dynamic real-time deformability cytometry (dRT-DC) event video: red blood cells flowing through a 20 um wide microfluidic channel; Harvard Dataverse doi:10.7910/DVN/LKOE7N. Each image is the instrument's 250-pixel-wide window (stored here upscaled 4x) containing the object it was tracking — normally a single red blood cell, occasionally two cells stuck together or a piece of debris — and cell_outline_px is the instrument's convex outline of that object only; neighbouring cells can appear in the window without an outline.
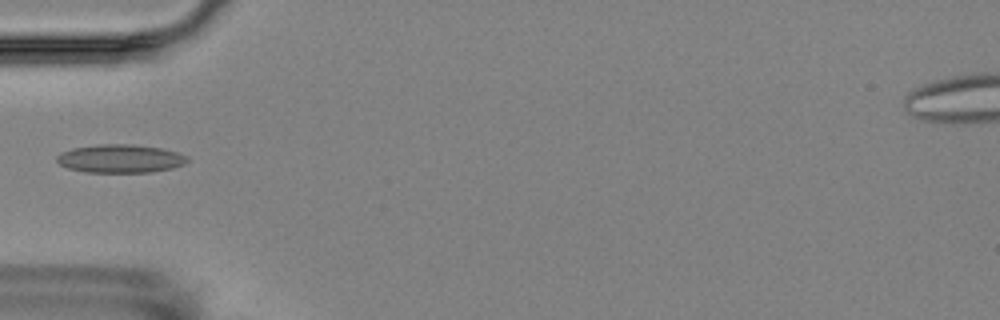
{"species": "Egyptian fruit bat (a non-hibernating species)", "species_latin": "Rousettus aegyptiacus", "temperature_condition": "room temperature", "stored_images_in_passage": 13, "camera_frame_rate_fps": 3000, "um_per_image_px": 0.085, "animal": {"sex": "female"}, "frame": {"image": 1, "passage_image": 2, "time_ms": 1.333, "image_size_px": [1000, 320], "cell_outline_px": [[188, 160], [184, 164], [172, 168], [148, 172], [84, 172], [68, 168], [60, 164], [56, 160], [56, 156], [60, 152], [72, 148], [100, 144], [132, 144], [164, 148], [176, 152], [184, 156]], "centroid_in_image_um": [10.18, 13.47], "position_along_channel_um": 74.8, "area_um2": 21.5}}
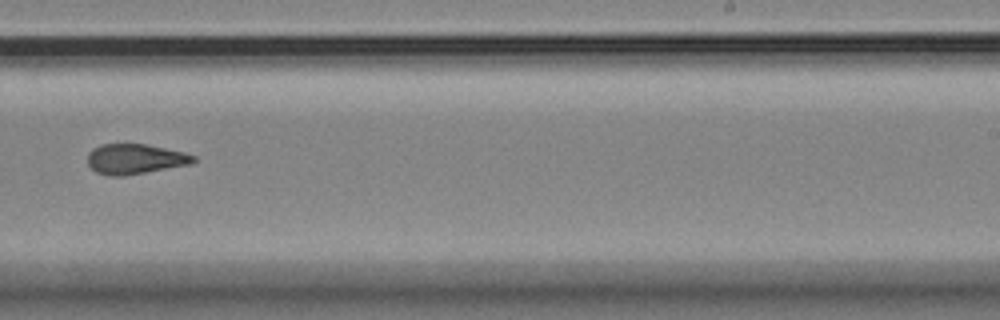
{"frame": {"image": 2, "passage_image": 7, "time_ms": 7.0, "image_size_px": [1000, 320], "cell_outline_px": [[196, 160], [192, 164], [124, 176], [112, 176], [96, 172], [88, 164], [88, 152], [92, 148], [100, 144], [148, 144], [184, 152], [196, 156]], "centroid_in_image_um": [11.49, 13.51], "position_along_channel_um": 277.5, "area_um2": 18.73}}
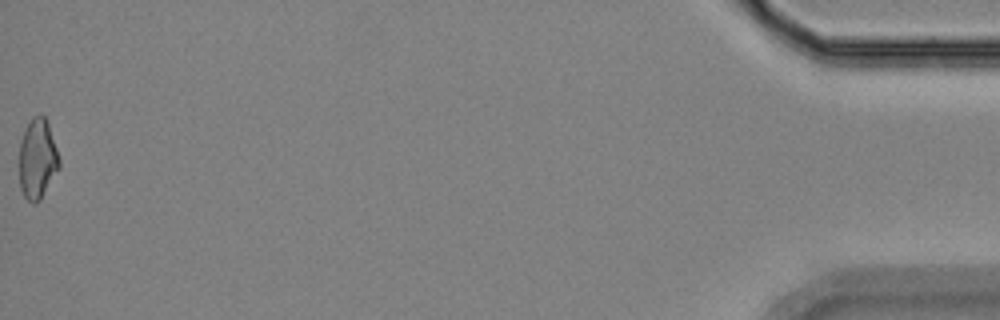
{"frame": {"image": 3, "passage_image": 13, "time_ms": 14.0, "image_size_px": [1000, 320], "cell_outline_px": [[60, 168], [40, 200], [36, 204], [32, 204], [24, 196], [20, 188], [20, 140], [32, 116], [40, 112], [44, 116], [48, 124], [60, 160]], "centroid_in_image_um": [3.19, 13.52], "position_along_channel_um": 432.0, "area_um2": 18.67}, "authors_computed_cell_mechanics": {"area_um2": 18.9584, "velocity_mm_per_s": 3.5759, "shape_relaxation_time_tau1_ms": null, "shape_relaxation_time_tau2_ms": 3.0075, "deformation_change_tau1": null, "deformation_change_tau2": 0.1116}}